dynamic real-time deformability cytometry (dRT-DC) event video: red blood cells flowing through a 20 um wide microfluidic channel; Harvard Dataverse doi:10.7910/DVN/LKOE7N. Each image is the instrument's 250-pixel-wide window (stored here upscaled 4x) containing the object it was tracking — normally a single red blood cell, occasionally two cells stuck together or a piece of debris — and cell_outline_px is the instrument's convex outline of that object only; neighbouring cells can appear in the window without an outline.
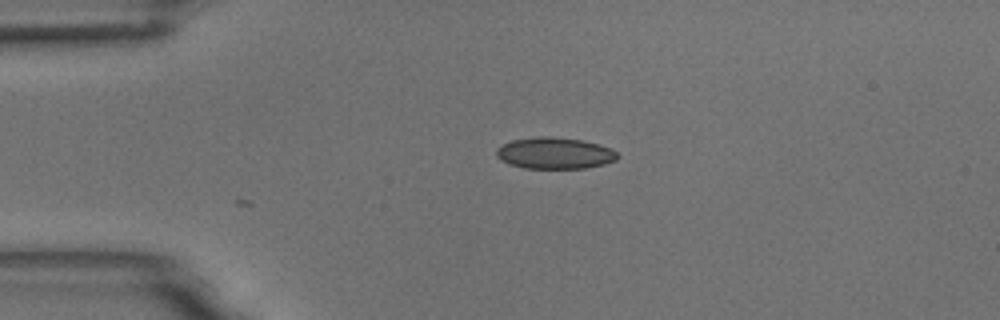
{"species": "common noctule bat (a hibernating species)", "species_latin": "Nyctalus noctula", "temperature_condition": "room temperature", "stored_images_in_passage": 3, "camera_frame_rate_fps": 3000, "um_per_image_px": 0.085, "animal": {"sex": "male", "body_mass_g": 18.8}, "frame": {"image": 1, "passage_image": 3, "time_ms": 0.667, "image_size_px": [1000, 320], "cell_outline_px": [[620, 156], [616, 160], [604, 164], [584, 168], [524, 168], [508, 164], [500, 160], [496, 156], [496, 148], [512, 140], [536, 136], [548, 136], [580, 140], [600, 144], [612, 148]], "centroid_in_image_um": [47.14, 13.02], "position_along_channel_um": 37.9, "area_um2": 22.31}}